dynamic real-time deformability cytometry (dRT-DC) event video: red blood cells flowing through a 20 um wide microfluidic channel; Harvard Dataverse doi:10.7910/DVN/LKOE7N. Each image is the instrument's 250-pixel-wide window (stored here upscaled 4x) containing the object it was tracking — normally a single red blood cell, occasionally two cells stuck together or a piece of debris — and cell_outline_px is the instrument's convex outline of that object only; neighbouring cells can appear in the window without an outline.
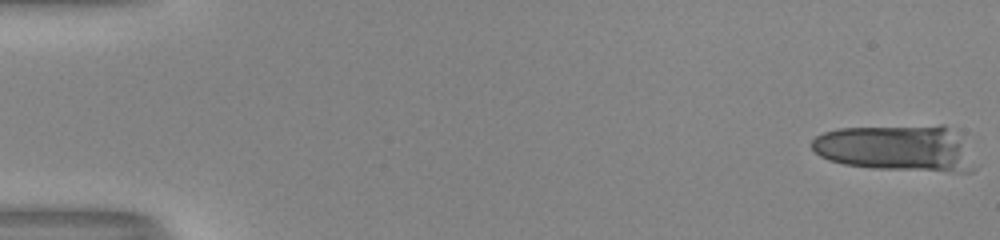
{"species": "human", "species_latin": "Homo sapiens", "temperature_condition": "room temperature", "stored_images_in_passage": 19, "camera_frame_rate_fps": 3000, "um_per_image_px": 0.085, "donor": {"sex": "male"}, "frame": {"image": 1, "passage_image": 1, "time_ms": 0.0, "image_size_px": [1000, 240], "cell_outline_px": [[976, 168], [972, 172], [960, 172], [872, 168], [844, 164], [828, 160], [820, 156], [812, 148], [812, 140], [816, 136], [824, 132], [840, 128], [940, 124], [944, 124], [960, 144]], "centroid_in_image_um": [76.08, 12.59], "position_along_channel_um": 8.9, "area_um2": 43.23}}
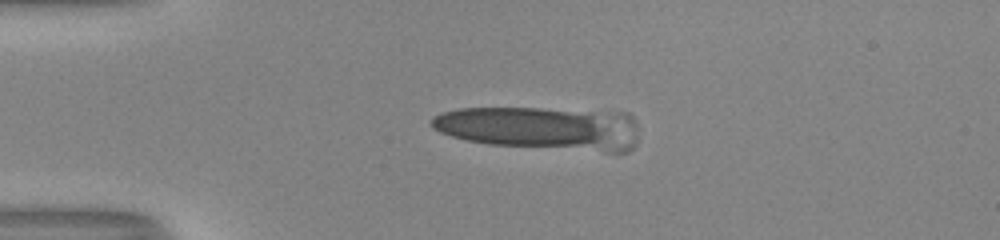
{"frame": {"image": 2, "passage_image": 14, "time_ms": 4.333, "image_size_px": [1000, 240], "cell_outline_px": [[636, 144], [628, 152], [604, 152], [488, 144], [468, 140], [452, 136], [440, 132], [432, 128], [428, 124], [428, 120], [432, 116], [440, 112], [460, 108], [540, 108], [628, 112], [632, 116], [636, 124]], "centroid_in_image_um": [45.98, 10.88], "position_along_channel_um": 39.0, "area_um2": 53.18}}